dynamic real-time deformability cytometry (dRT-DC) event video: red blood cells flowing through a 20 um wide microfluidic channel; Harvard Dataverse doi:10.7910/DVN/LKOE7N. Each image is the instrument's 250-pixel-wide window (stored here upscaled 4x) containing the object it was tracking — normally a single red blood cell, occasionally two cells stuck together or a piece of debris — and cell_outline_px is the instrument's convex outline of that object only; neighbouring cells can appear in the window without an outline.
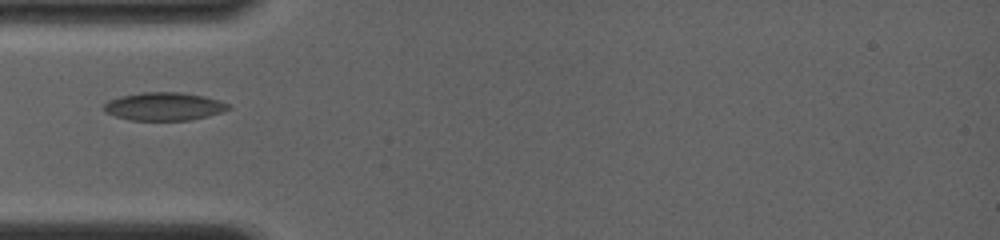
{"species": "common noctule bat (a hibernating species)", "species_latin": "Nyctalus noctula", "temperature_condition": "room temperature", "stored_images_in_passage": 16, "camera_frame_rate_fps": 4000, "um_per_image_px": 0.085, "animal": {"sex": "female", "body_mass_g": 19.0, "forearm_length_mm": 56.7}, "frame": {"image": 1, "passage_image": 1, "time_ms": 0.0, "image_size_px": [1000, 240], "cell_outline_px": [[232, 108], [208, 116], [192, 120], [128, 120], [104, 112], [104, 104], [108, 100], [120, 96], [140, 92], [180, 92], [204, 96], [220, 100], [232, 104]], "centroid_in_image_um": [13.96, 9.04], "position_along_channel_um": 71.0, "area_um2": 20.58}}